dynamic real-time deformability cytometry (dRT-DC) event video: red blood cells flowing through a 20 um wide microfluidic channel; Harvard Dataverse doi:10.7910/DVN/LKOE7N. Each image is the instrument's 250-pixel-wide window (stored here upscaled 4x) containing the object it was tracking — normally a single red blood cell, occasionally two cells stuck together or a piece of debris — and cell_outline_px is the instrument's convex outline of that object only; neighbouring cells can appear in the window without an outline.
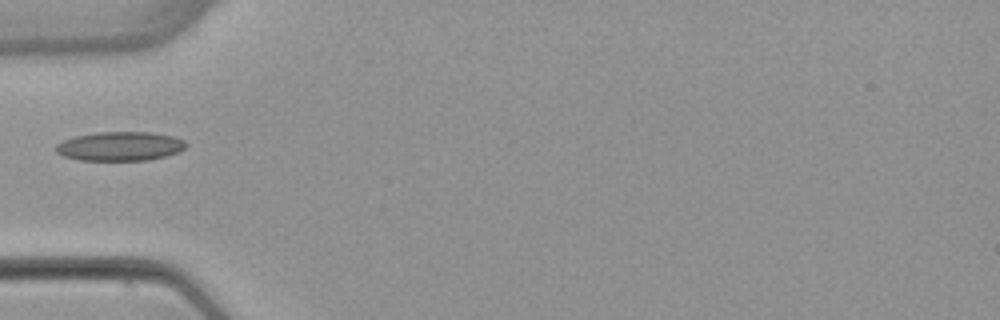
{"species": "common noctule bat (a hibernating species)", "species_latin": "Nyctalus noctula", "temperature_condition": "warm", "stored_images_in_passage": 6, "camera_frame_rate_fps": 3000, "um_per_image_px": 0.085, "animal": {"sex": "female", "body_mass_g": 22.7, "forearm_length_mm": 54.2}, "frame": {"image": 1, "passage_image": 5, "time_ms": 5.0, "image_size_px": [1000, 320], "cell_outline_px": [[188, 144], [184, 148], [176, 152], [164, 156], [148, 160], [80, 160], [64, 156], [56, 152], [56, 144], [64, 140], [76, 136], [96, 132], [152, 132], [172, 136], [184, 140]], "centroid_in_image_um": [10.19, 12.42], "position_along_channel_um": 74.8, "area_um2": 21.91}}
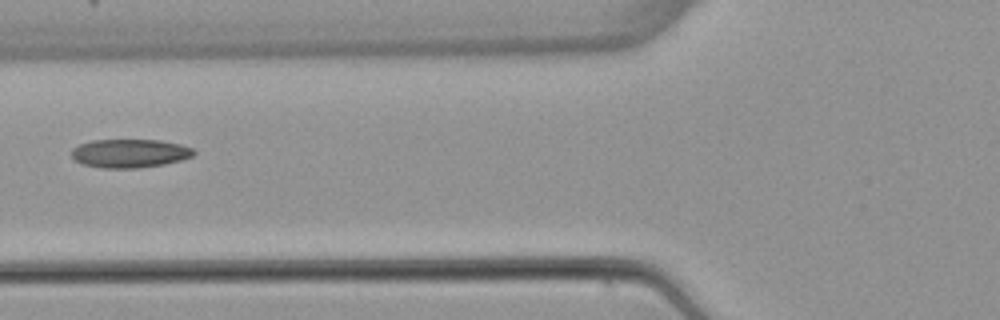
{"frame": {"image": 2, "passage_image": 6, "time_ms": 6.0, "image_size_px": [1000, 320], "cell_outline_px": [[196, 152], [192, 156], [180, 160], [164, 164], [140, 168], [100, 168], [80, 164], [72, 156], [72, 148], [80, 144], [92, 140], [160, 140], [180, 144], [192, 148]], "centroid_in_image_um": [11.01, 13.04], "position_along_channel_um": 114.8, "area_um2": 20.4}}